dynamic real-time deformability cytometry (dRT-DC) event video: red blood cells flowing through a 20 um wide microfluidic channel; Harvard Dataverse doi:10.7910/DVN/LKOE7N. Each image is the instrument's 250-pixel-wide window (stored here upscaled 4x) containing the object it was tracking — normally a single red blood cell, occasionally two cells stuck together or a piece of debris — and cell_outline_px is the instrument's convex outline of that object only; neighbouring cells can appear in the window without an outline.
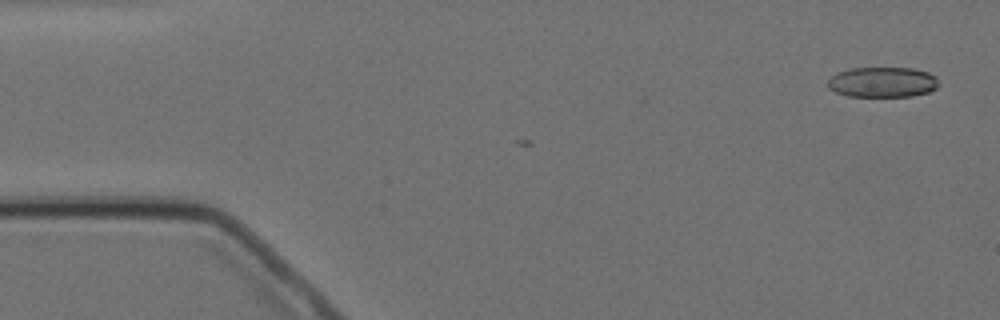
{"species": "Egyptian fruit bat (a non-hibernating species)", "species_latin": "Rousettus aegyptiacus", "temperature_condition": "cold", "stored_images_in_passage": 3, "camera_frame_rate_fps": 3000, "um_per_image_px": 0.085, "animal": {"sex": "female"}, "frame": {"image": 1, "passage_image": 1, "time_ms": 0.0, "image_size_px": [1000, 320], "cell_outline_px": [[940, 84], [936, 88], [928, 92], [912, 96], [848, 96], [836, 92], [828, 88], [828, 80], [836, 72], [848, 68], [912, 68], [928, 72], [936, 76]], "centroid_in_image_um": [75.02, 6.97], "position_along_channel_um": 10.0, "area_um2": 19.71}}